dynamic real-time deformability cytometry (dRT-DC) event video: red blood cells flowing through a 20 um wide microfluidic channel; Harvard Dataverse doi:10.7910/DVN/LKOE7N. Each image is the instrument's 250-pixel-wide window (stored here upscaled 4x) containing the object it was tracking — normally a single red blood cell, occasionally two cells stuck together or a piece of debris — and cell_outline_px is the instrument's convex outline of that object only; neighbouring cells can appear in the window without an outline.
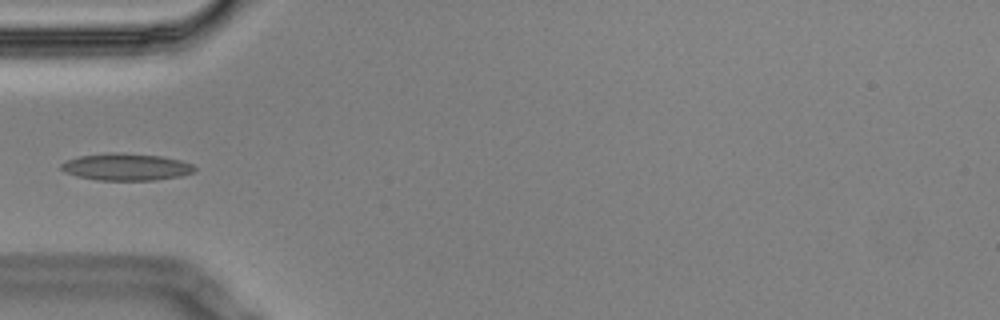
{"species": "Egyptian fruit bat (a non-hibernating species)", "species_latin": "Rousettus aegyptiacus", "temperature_condition": "cold", "stored_images_in_passage": 4, "camera_frame_rate_fps": 3000, "um_per_image_px": 0.085, "animal": {"sex": "male"}, "frame": {"image": 1, "passage_image": 4, "time_ms": 1.0, "image_size_px": [1000, 320], "cell_outline_px": [[196, 168], [192, 172], [180, 176], [152, 180], [96, 180], [76, 176], [64, 172], [60, 168], [60, 164], [64, 160], [80, 156], [108, 152], [116, 152], [160, 156], [180, 160], [192, 164]], "centroid_in_image_um": [10.65, 14.18], "position_along_channel_um": 74.3, "area_um2": 21.04}}